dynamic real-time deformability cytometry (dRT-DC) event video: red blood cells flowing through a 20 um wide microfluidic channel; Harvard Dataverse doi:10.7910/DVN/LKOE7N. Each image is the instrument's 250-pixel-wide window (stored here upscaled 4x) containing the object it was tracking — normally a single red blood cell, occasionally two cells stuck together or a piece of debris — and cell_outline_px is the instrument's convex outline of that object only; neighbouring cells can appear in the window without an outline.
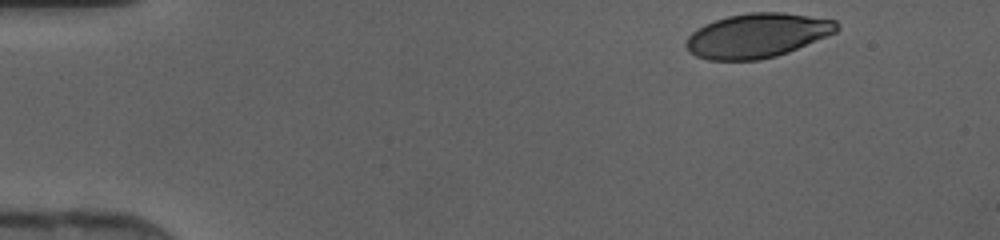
{"species": "human", "species_latin": "Homo sapiens", "temperature_condition": "cold", "stored_images_in_passage": 34, "camera_frame_rate_fps": 3000, "um_per_image_px": 0.085, "donor": {"sex": "female"}, "frame": {"image": 1, "passage_image": 1, "time_ms": 0.0, "image_size_px": [1000, 240], "cell_outline_px": [[840, 28], [836, 32], [788, 52], [776, 56], [760, 60], [708, 60], [696, 56], [688, 52], [684, 44], [688, 36], [692, 32], [704, 24], [728, 16], [748, 12], [784, 12], [836, 20], [840, 24]], "centroid_in_image_um": [64.35, 3.02], "position_along_channel_um": 20.6, "area_um2": 39.07}}
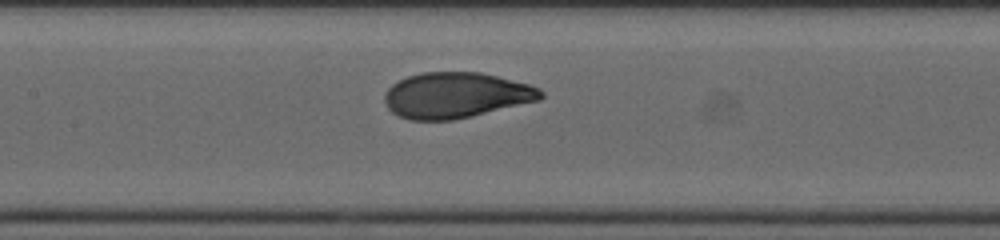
{"frame": {"image": 2, "passage_image": 18, "time_ms": 5.667, "image_size_px": [1000, 240], "cell_outline_px": [[544, 96], [540, 100], [472, 116], [452, 120], [408, 120], [392, 112], [388, 108], [384, 100], [384, 92], [392, 84], [408, 76], [420, 72], [480, 72], [528, 84], [540, 88], [544, 92]], "centroid_in_image_um": [38.75, 8.1], "position_along_channel_um": 168.7, "area_um2": 41.62}}
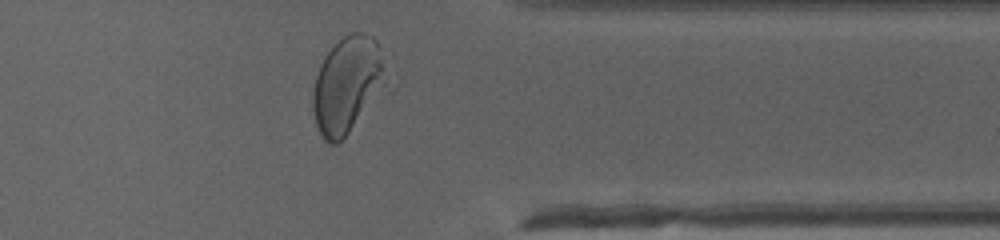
{"frame": {"image": 3, "passage_image": 33, "time_ms": 10.667, "image_size_px": [1000, 240], "cell_outline_px": [[384, 56], [380, 68], [348, 132], [336, 144], [328, 144], [324, 140], [316, 124], [312, 108], [312, 92], [316, 76], [320, 64], [324, 56], [344, 36], [352, 32], [364, 32], [372, 36], [376, 40], [384, 52]], "centroid_in_image_um": [29.29, 7.11], "position_along_channel_um": 382.1, "area_um2": 36.99}}